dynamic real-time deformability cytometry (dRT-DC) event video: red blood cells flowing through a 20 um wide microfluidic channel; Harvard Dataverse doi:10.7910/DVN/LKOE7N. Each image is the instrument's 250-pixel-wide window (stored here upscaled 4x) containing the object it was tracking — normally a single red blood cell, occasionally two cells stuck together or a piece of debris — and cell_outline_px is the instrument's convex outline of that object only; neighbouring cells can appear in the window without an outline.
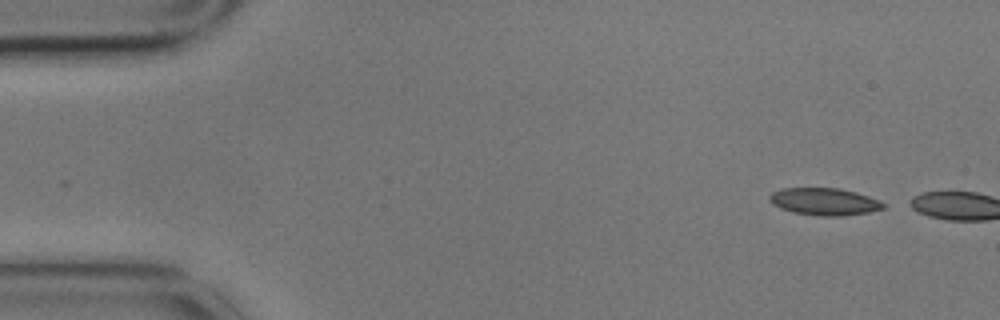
{"species": "common noctule bat (a hibernating species)", "species_latin": "Nyctalus noctula", "temperature_condition": "cold", "stored_images_in_passage": 2, "camera_frame_rate_fps": 3000, "um_per_image_px": 0.085, "animal": {"sex": "male", "body_mass_g": 17.9}, "frame": {"image": 1, "passage_image": 1, "time_ms": 0.0, "image_size_px": [1000, 320], "cell_outline_px": [[884, 208], [868, 212], [844, 216], [820, 216], [792, 212], [780, 208], [772, 204], [768, 200], [768, 196], [772, 192], [780, 188], [840, 188], [856, 192], [880, 200], [884, 204]], "centroid_in_image_um": [70.03, 17.13], "position_along_channel_um": 15.0, "area_um2": 18.21}}